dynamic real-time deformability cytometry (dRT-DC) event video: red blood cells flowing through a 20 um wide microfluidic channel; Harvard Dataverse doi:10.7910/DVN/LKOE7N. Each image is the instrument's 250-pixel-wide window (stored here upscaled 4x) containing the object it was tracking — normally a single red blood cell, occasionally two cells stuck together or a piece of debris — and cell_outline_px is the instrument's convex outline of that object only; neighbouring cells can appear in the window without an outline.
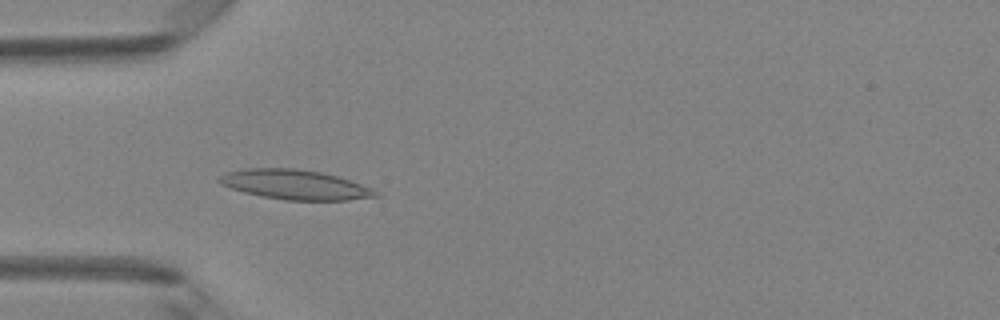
{"species": "Egyptian fruit bat (a non-hibernating species)", "species_latin": "Rousettus aegyptiacus", "temperature_condition": "room temperature", "stored_images_in_passage": 46, "camera_frame_rate_fps": 3000, "um_per_image_px": 0.085, "animal": {"sex": "female"}, "frame": {"image": 1, "passage_image": 15, "time_ms": 4.667, "image_size_px": [1000, 320], "cell_outline_px": [[380, 196], [348, 200], [284, 200], [260, 196], [244, 192], [220, 184], [216, 180], [224, 172], [244, 168], [296, 168], [320, 172], [336, 176], [372, 188], [380, 192]], "centroid_in_image_um": [25.04, 15.69], "position_along_channel_um": 60.0, "area_um2": 27.11}}
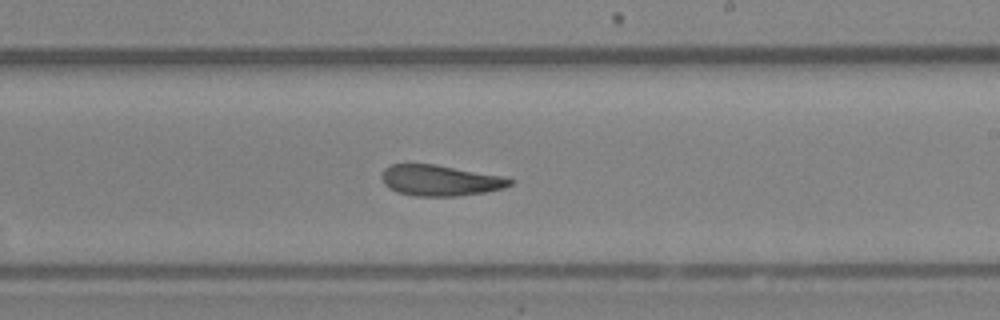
{"frame": {"image": 2, "passage_image": 29, "time_ms": 9.333, "image_size_px": [1000, 320], "cell_outline_px": [[516, 180], [512, 184], [504, 188], [484, 192], [460, 196], [416, 196], [396, 192], [388, 188], [384, 184], [380, 176], [384, 168], [392, 164], [436, 164], [504, 176]], "centroid_in_image_um": [37.42, 15.33], "position_along_channel_um": 251.6, "area_um2": 23.35}}
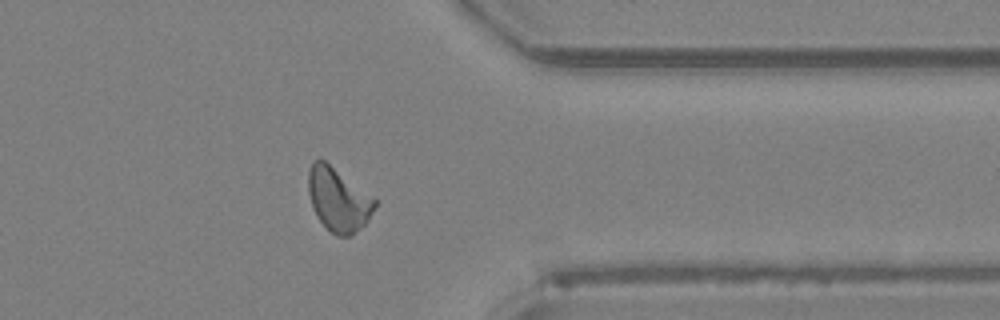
{"frame": {"image": 3, "passage_image": 39, "time_ms": 12.667, "image_size_px": [1000, 320], "cell_outline_px": [[376, 204], [368, 220], [364, 224], [348, 236], [336, 236], [316, 216], [312, 208], [308, 192], [308, 172], [312, 164], [316, 160], [324, 160], [376, 200]], "centroid_in_image_um": [28.72, 16.97], "position_along_channel_um": 382.7, "area_um2": 23.87}, "authors_computed_cell_mechanics": {"area_um2": 24.0737, "velocity_mm_per_s": 4.1929, "shape_relaxation_time_tau1_ms": null, "shape_relaxation_time_tau2_ms": 11.3281, "deformation_change_tau1": null, "deformation_change_tau2": 0.2165}}